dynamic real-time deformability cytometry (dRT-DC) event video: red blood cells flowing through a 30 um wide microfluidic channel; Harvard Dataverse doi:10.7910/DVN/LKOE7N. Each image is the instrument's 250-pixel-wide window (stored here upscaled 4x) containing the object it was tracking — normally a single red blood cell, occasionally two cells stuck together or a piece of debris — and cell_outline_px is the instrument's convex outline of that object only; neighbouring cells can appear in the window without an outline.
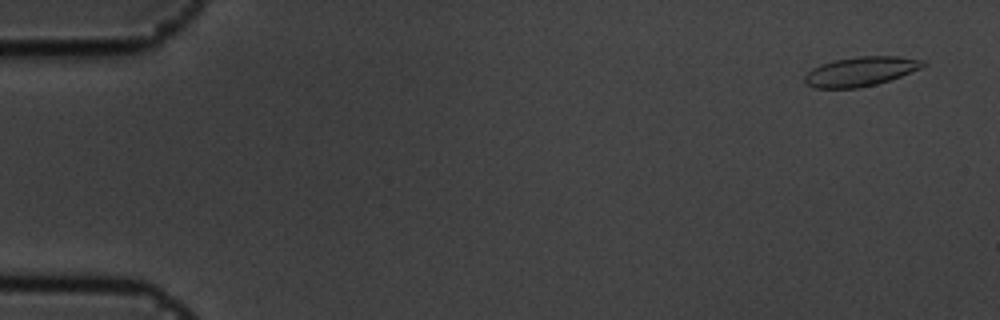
{"species": "common noctule bat (a hibernating species)", "species_latin": "Nyctalus noctula", "temperature_condition": "cold", "stored_images_in_passage": 56, "camera_frame_rate_fps": 3000, "um_per_image_px": 0.085, "animal": {"sex": "male", "body_mass_g": 19.5, "forearm_length_mm": 54.6}, "frame": {"image": 1, "passage_image": 3, "time_ms": 0.667, "image_size_px": [1000, 320], "cell_outline_px": [[928, 64], [920, 68], [900, 76], [876, 84], [860, 88], [816, 88], [808, 84], [804, 80], [804, 76], [812, 68], [820, 64], [832, 60], [860, 56], [896, 56], [924, 60]], "centroid_in_image_um": [73.14, 6.06], "position_along_channel_um": 11.9, "area_um2": 20.17}}
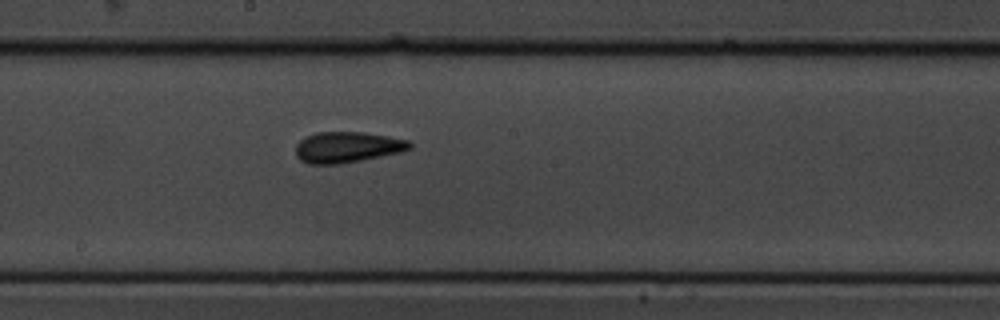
{"frame": {"image": 2, "passage_image": 31, "time_ms": 10.0, "image_size_px": [1000, 320], "cell_outline_px": [[412, 148], [400, 152], [360, 160], [336, 164], [308, 164], [300, 160], [296, 156], [296, 144], [304, 136], [316, 132], [364, 132], [388, 136], [408, 140], [412, 144]], "centroid_in_image_um": [29.49, 12.5], "position_along_channel_um": 218.7, "area_um2": 20.52}}
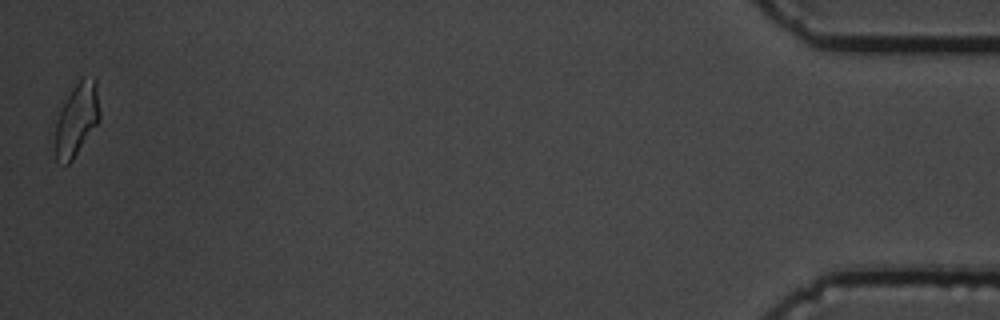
{"frame": {"image": 3, "passage_image": 56, "time_ms": 18.333, "image_size_px": [1000, 320], "cell_outline_px": [[100, 120], [72, 160], [68, 164], [64, 164], [56, 160], [56, 120], [72, 88], [84, 76], [96, 80], [100, 112]], "centroid_in_image_um": [6.55, 10.15], "position_along_channel_um": 428.7, "area_um2": 18.44}, "authors_computed_cell_mechanics": {"area_um2": 19.3919, "velocity_mm_per_s": 3.5822, "shape_relaxation_time_tau1_ms": 3.4186, "shape_relaxation_time_tau2_ms": 2.7118, "deformation_change_tau1": 0.1173, "deformation_change_tau2": 0.1134}}